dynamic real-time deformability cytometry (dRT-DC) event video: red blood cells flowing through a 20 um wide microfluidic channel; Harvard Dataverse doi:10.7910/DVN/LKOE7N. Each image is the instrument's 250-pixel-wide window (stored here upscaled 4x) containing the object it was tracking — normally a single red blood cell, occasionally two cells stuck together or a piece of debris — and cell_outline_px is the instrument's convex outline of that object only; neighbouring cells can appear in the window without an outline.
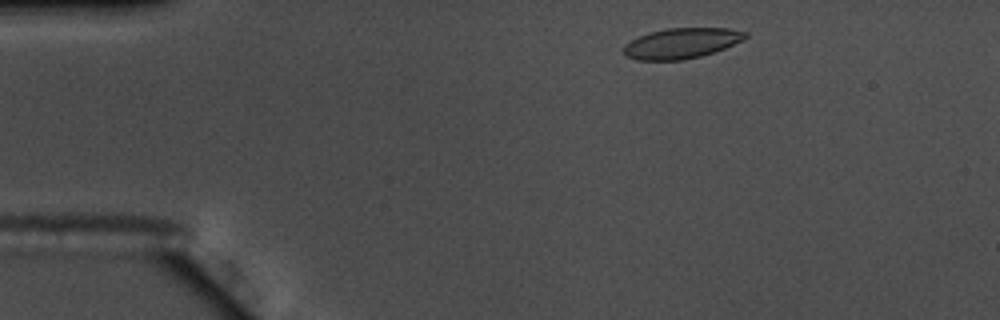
{"species": "common noctule bat (a hibernating species)", "species_latin": "Nyctalus noctula", "temperature_condition": "warm", "stored_images_in_passage": 50, "camera_frame_rate_fps": 3000, "um_per_image_px": 0.085, "animal": {"sex": "male", "body_mass_g": 17.5, "forearm_length_mm": 52.3}, "frame": {"image": 1, "passage_image": 4, "time_ms": 1.0, "image_size_px": [1000, 320], "cell_outline_px": [[748, 36], [744, 40], [724, 48], [700, 56], [684, 60], [636, 60], [628, 56], [624, 52], [624, 44], [640, 36], [652, 32], [668, 28], [728, 28], [748, 32]], "centroid_in_image_um": [57.96, 3.67], "position_along_channel_um": 27.0, "area_um2": 21.39}}
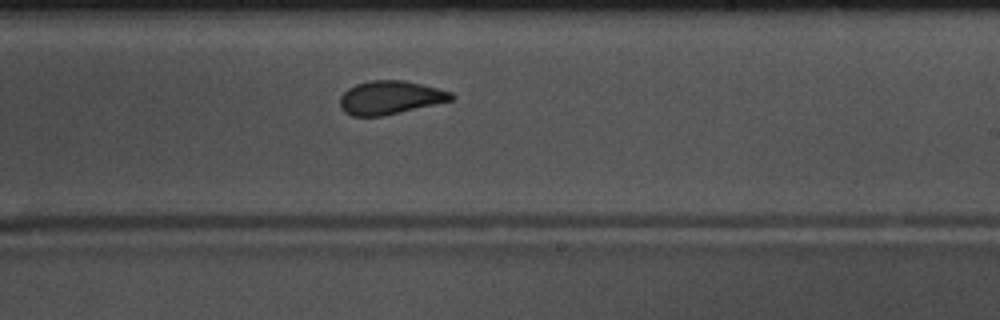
{"frame": {"image": 2, "passage_image": 28, "time_ms": 9.0, "image_size_px": [1000, 320], "cell_outline_px": [[456, 96], [452, 100], [380, 116], [352, 116], [344, 112], [340, 108], [340, 96], [348, 88], [356, 84], [372, 80], [404, 80], [452, 92]], "centroid_in_image_um": [33.13, 8.29], "position_along_channel_um": 255.9, "area_um2": 21.44}}
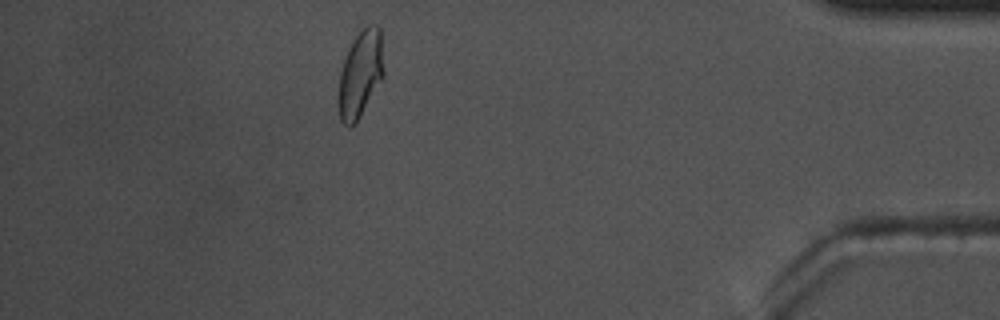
{"frame": {"image": 3, "passage_image": 44, "time_ms": 14.333, "image_size_px": [1000, 320], "cell_outline_px": [[384, 76], [360, 116], [352, 128], [348, 128], [340, 120], [336, 100], [336, 96], [340, 72], [348, 48], [352, 40], [368, 24], [376, 24], [380, 28], [384, 72]], "centroid_in_image_um": [30.6, 6.34], "position_along_channel_um": 404.6, "area_um2": 23.29}, "authors_computed_cell_mechanics": {"area_um2": 21.7617, "velocity_mm_per_s": 3.6615, "shape_relaxation_time_tau1_ms": 6.4047, "shape_relaxation_time_tau2_ms": 1.3945, "deformation_change_tau1": 0.1512, "deformation_change_tau2": 0.0756}}